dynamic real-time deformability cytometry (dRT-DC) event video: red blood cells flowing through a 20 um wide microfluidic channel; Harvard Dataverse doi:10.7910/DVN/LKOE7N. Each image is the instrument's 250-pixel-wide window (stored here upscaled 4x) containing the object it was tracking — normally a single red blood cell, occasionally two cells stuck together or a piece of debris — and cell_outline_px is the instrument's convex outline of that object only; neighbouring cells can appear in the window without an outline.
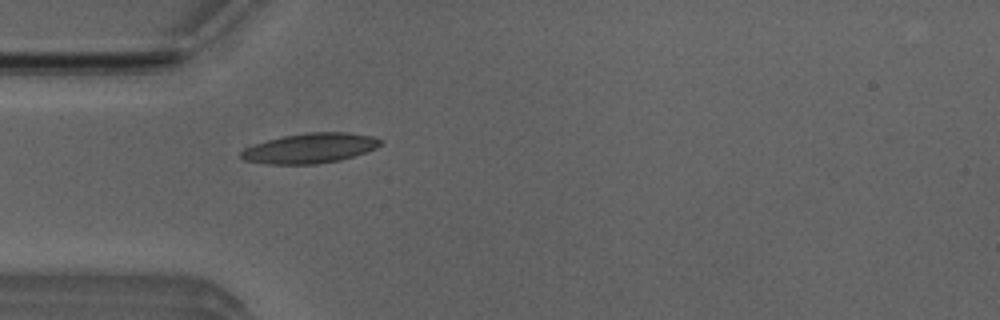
{"species": "Egyptian fruit bat (a non-hibernating species)", "species_latin": "Rousettus aegyptiacus", "temperature_condition": "room temperature", "stored_images_in_passage": 3, "camera_frame_rate_fps": 3000, "um_per_image_px": 0.085, "animal": {"sex": "male"}, "frame": {"image": 1, "passage_image": 3, "time_ms": 0.667, "image_size_px": [1000, 320], "cell_outline_px": [[384, 140], [376, 148], [340, 160], [316, 164], [268, 164], [244, 160], [240, 156], [240, 152], [244, 148], [268, 140], [284, 136], [308, 132], [348, 132], [372, 136]], "centroid_in_image_um": [26.36, 12.59], "position_along_channel_um": 58.6, "area_um2": 24.16}}